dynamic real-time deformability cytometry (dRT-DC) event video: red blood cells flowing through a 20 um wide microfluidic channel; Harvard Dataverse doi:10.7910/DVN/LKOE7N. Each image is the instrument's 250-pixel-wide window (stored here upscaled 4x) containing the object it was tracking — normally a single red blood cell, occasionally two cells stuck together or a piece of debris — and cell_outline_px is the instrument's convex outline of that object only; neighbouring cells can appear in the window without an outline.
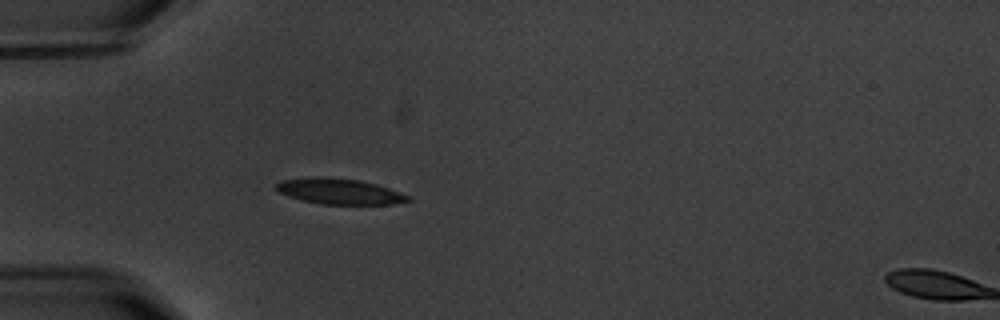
{"species": "common noctule bat (a hibernating species)", "species_latin": "Nyctalus noctula", "temperature_condition": "warm", "stored_images_in_passage": 3, "segment_of_instrument_passage": [1, 2], "camera_frame_rate_fps": 3000, "um_per_image_px": 0.085, "animal": {"sex": "male", "body_mass_g": 20.1, "forearm_length_mm": 53.5}, "frame": {"image": 1, "passage_image": 2, "time_ms": 1.0, "image_size_px": [1000, 320], "cell_outline_px": [[412, 200], [392, 204], [320, 204], [288, 196], [280, 192], [276, 188], [276, 184], [280, 180], [316, 176], [360, 180], [376, 184], [412, 196]], "centroid_in_image_um": [28.87, 16.26], "position_along_channel_um": 56.1, "area_um2": 19.65}}